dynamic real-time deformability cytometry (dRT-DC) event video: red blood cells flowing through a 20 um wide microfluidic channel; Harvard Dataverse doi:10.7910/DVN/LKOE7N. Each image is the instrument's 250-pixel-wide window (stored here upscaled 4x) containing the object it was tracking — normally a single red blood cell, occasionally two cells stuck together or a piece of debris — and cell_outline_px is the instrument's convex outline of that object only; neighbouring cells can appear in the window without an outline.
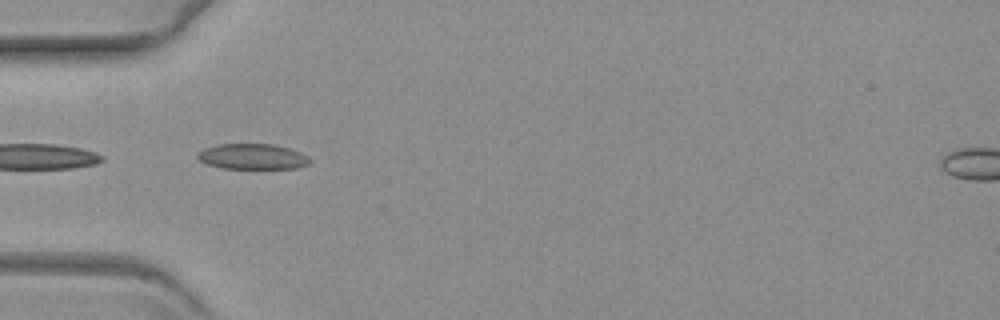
{"species": "common noctule bat (a hibernating species)", "species_latin": "Nyctalus noctula", "temperature_condition": "warm", "stored_images_in_passage": 10, "camera_frame_rate_fps": 3000, "um_per_image_px": 0.085, "animal": {"sex": "female", "body_mass_g": 19.3, "forearm_length_mm": 54.1}, "frame": {"image": 1, "passage_image": 1, "time_ms": 0.0, "image_size_px": [1000, 320], "cell_outline_px": [[312, 160], [308, 164], [296, 168], [224, 168], [208, 164], [200, 160], [196, 156], [204, 148], [216, 144], [272, 144], [288, 148], [300, 152], [308, 156]], "centroid_in_image_um": [21.48, 13.3], "position_along_channel_um": 63.5, "area_um2": 16.53}}